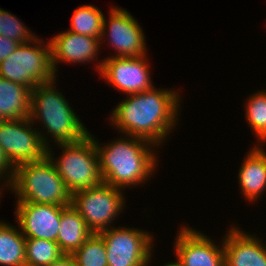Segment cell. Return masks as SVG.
I'll return each mask as SVG.
<instances>
[{"label":"cell","mask_w":266,"mask_h":266,"mask_svg":"<svg viewBox=\"0 0 266 266\" xmlns=\"http://www.w3.org/2000/svg\"><path fill=\"white\" fill-rule=\"evenodd\" d=\"M70 32L102 38L104 15L97 6L83 5L74 10Z\"/></svg>","instance_id":"obj_20"},{"label":"cell","mask_w":266,"mask_h":266,"mask_svg":"<svg viewBox=\"0 0 266 266\" xmlns=\"http://www.w3.org/2000/svg\"><path fill=\"white\" fill-rule=\"evenodd\" d=\"M164 266H183L182 263L177 259V262L167 263Z\"/></svg>","instance_id":"obj_28"},{"label":"cell","mask_w":266,"mask_h":266,"mask_svg":"<svg viewBox=\"0 0 266 266\" xmlns=\"http://www.w3.org/2000/svg\"><path fill=\"white\" fill-rule=\"evenodd\" d=\"M127 137L106 146L103 144V147L94 139L103 182L119 189L144 183L157 167L156 155L149 148L155 144L142 138Z\"/></svg>","instance_id":"obj_2"},{"label":"cell","mask_w":266,"mask_h":266,"mask_svg":"<svg viewBox=\"0 0 266 266\" xmlns=\"http://www.w3.org/2000/svg\"><path fill=\"white\" fill-rule=\"evenodd\" d=\"M184 227L179 230L174 249L183 266H225L224 245L213 243L203 233Z\"/></svg>","instance_id":"obj_13"},{"label":"cell","mask_w":266,"mask_h":266,"mask_svg":"<svg viewBox=\"0 0 266 266\" xmlns=\"http://www.w3.org/2000/svg\"><path fill=\"white\" fill-rule=\"evenodd\" d=\"M65 255L57 242L26 238V266H48Z\"/></svg>","instance_id":"obj_21"},{"label":"cell","mask_w":266,"mask_h":266,"mask_svg":"<svg viewBox=\"0 0 266 266\" xmlns=\"http://www.w3.org/2000/svg\"><path fill=\"white\" fill-rule=\"evenodd\" d=\"M103 38H93L73 32L58 33L50 40L52 68L56 74L58 62L84 63L94 60ZM85 61V62H84Z\"/></svg>","instance_id":"obj_14"},{"label":"cell","mask_w":266,"mask_h":266,"mask_svg":"<svg viewBox=\"0 0 266 266\" xmlns=\"http://www.w3.org/2000/svg\"><path fill=\"white\" fill-rule=\"evenodd\" d=\"M25 243L20 228L0 221V265L26 266Z\"/></svg>","instance_id":"obj_19"},{"label":"cell","mask_w":266,"mask_h":266,"mask_svg":"<svg viewBox=\"0 0 266 266\" xmlns=\"http://www.w3.org/2000/svg\"><path fill=\"white\" fill-rule=\"evenodd\" d=\"M18 18L0 8V35L16 42H32L36 37Z\"/></svg>","instance_id":"obj_24"},{"label":"cell","mask_w":266,"mask_h":266,"mask_svg":"<svg viewBox=\"0 0 266 266\" xmlns=\"http://www.w3.org/2000/svg\"><path fill=\"white\" fill-rule=\"evenodd\" d=\"M19 44V42L0 35V62L12 54Z\"/></svg>","instance_id":"obj_26"},{"label":"cell","mask_w":266,"mask_h":266,"mask_svg":"<svg viewBox=\"0 0 266 266\" xmlns=\"http://www.w3.org/2000/svg\"><path fill=\"white\" fill-rule=\"evenodd\" d=\"M31 90L0 77V113L4 120L30 118Z\"/></svg>","instance_id":"obj_17"},{"label":"cell","mask_w":266,"mask_h":266,"mask_svg":"<svg viewBox=\"0 0 266 266\" xmlns=\"http://www.w3.org/2000/svg\"><path fill=\"white\" fill-rule=\"evenodd\" d=\"M8 188L17 195V203L71 205L72 193L48 157L17 166Z\"/></svg>","instance_id":"obj_4"},{"label":"cell","mask_w":266,"mask_h":266,"mask_svg":"<svg viewBox=\"0 0 266 266\" xmlns=\"http://www.w3.org/2000/svg\"><path fill=\"white\" fill-rule=\"evenodd\" d=\"M108 20L106 21L104 17L102 37L108 35L111 46L118 52V55L113 57L130 58L146 55L143 30L127 10L116 8V6L112 7ZM106 33L109 34L106 35Z\"/></svg>","instance_id":"obj_11"},{"label":"cell","mask_w":266,"mask_h":266,"mask_svg":"<svg viewBox=\"0 0 266 266\" xmlns=\"http://www.w3.org/2000/svg\"><path fill=\"white\" fill-rule=\"evenodd\" d=\"M55 80L38 84L31 90L30 120L41 121L55 143H75L90 133L62 93L56 90Z\"/></svg>","instance_id":"obj_3"},{"label":"cell","mask_w":266,"mask_h":266,"mask_svg":"<svg viewBox=\"0 0 266 266\" xmlns=\"http://www.w3.org/2000/svg\"><path fill=\"white\" fill-rule=\"evenodd\" d=\"M104 240L108 266H147L151 259L152 237L135 228H115L98 233Z\"/></svg>","instance_id":"obj_9"},{"label":"cell","mask_w":266,"mask_h":266,"mask_svg":"<svg viewBox=\"0 0 266 266\" xmlns=\"http://www.w3.org/2000/svg\"><path fill=\"white\" fill-rule=\"evenodd\" d=\"M259 240L238 227L230 228L222 242L225 266H266V245Z\"/></svg>","instance_id":"obj_15"},{"label":"cell","mask_w":266,"mask_h":266,"mask_svg":"<svg viewBox=\"0 0 266 266\" xmlns=\"http://www.w3.org/2000/svg\"><path fill=\"white\" fill-rule=\"evenodd\" d=\"M92 234L72 205L63 209L57 243L64 254L72 255Z\"/></svg>","instance_id":"obj_18"},{"label":"cell","mask_w":266,"mask_h":266,"mask_svg":"<svg viewBox=\"0 0 266 266\" xmlns=\"http://www.w3.org/2000/svg\"><path fill=\"white\" fill-rule=\"evenodd\" d=\"M4 121V118L2 117L1 113H0V123H2Z\"/></svg>","instance_id":"obj_29"},{"label":"cell","mask_w":266,"mask_h":266,"mask_svg":"<svg viewBox=\"0 0 266 266\" xmlns=\"http://www.w3.org/2000/svg\"><path fill=\"white\" fill-rule=\"evenodd\" d=\"M239 184L243 196L249 201L259 198L266 190V152L260 146L253 147L239 169Z\"/></svg>","instance_id":"obj_16"},{"label":"cell","mask_w":266,"mask_h":266,"mask_svg":"<svg viewBox=\"0 0 266 266\" xmlns=\"http://www.w3.org/2000/svg\"><path fill=\"white\" fill-rule=\"evenodd\" d=\"M120 190L102 182L72 194V207L82 216L92 233L109 229L111 221L123 211L125 199Z\"/></svg>","instance_id":"obj_7"},{"label":"cell","mask_w":266,"mask_h":266,"mask_svg":"<svg viewBox=\"0 0 266 266\" xmlns=\"http://www.w3.org/2000/svg\"><path fill=\"white\" fill-rule=\"evenodd\" d=\"M41 42L43 43L36 36L32 42L19 44L12 54L0 62V77L22 84L30 90L38 84L56 79L52 68L50 43L42 45ZM30 43L36 44L30 46Z\"/></svg>","instance_id":"obj_6"},{"label":"cell","mask_w":266,"mask_h":266,"mask_svg":"<svg viewBox=\"0 0 266 266\" xmlns=\"http://www.w3.org/2000/svg\"><path fill=\"white\" fill-rule=\"evenodd\" d=\"M16 219L25 238L57 242L61 212L66 206L17 203Z\"/></svg>","instance_id":"obj_12"},{"label":"cell","mask_w":266,"mask_h":266,"mask_svg":"<svg viewBox=\"0 0 266 266\" xmlns=\"http://www.w3.org/2000/svg\"><path fill=\"white\" fill-rule=\"evenodd\" d=\"M261 91V92H260ZM253 94L246 105V119L256 138L266 141V92L260 90Z\"/></svg>","instance_id":"obj_23"},{"label":"cell","mask_w":266,"mask_h":266,"mask_svg":"<svg viewBox=\"0 0 266 266\" xmlns=\"http://www.w3.org/2000/svg\"><path fill=\"white\" fill-rule=\"evenodd\" d=\"M14 170H15V167L10 163L8 157L6 156V154L4 153L3 149L0 146V180L5 178V176H7L6 177L7 180L4 179L5 181L4 184L7 183V185L10 186L12 178H13Z\"/></svg>","instance_id":"obj_25"},{"label":"cell","mask_w":266,"mask_h":266,"mask_svg":"<svg viewBox=\"0 0 266 266\" xmlns=\"http://www.w3.org/2000/svg\"><path fill=\"white\" fill-rule=\"evenodd\" d=\"M179 92L155 87L129 94L113 110L110 120L125 136L160 145L174 128L180 109ZM180 97V98H179Z\"/></svg>","instance_id":"obj_1"},{"label":"cell","mask_w":266,"mask_h":266,"mask_svg":"<svg viewBox=\"0 0 266 266\" xmlns=\"http://www.w3.org/2000/svg\"><path fill=\"white\" fill-rule=\"evenodd\" d=\"M48 266H77V263L72 255H63L59 260L54 261Z\"/></svg>","instance_id":"obj_27"},{"label":"cell","mask_w":266,"mask_h":266,"mask_svg":"<svg viewBox=\"0 0 266 266\" xmlns=\"http://www.w3.org/2000/svg\"><path fill=\"white\" fill-rule=\"evenodd\" d=\"M33 124L30 118L0 123V146L15 168L47 157L48 138L33 129Z\"/></svg>","instance_id":"obj_8"},{"label":"cell","mask_w":266,"mask_h":266,"mask_svg":"<svg viewBox=\"0 0 266 266\" xmlns=\"http://www.w3.org/2000/svg\"><path fill=\"white\" fill-rule=\"evenodd\" d=\"M72 256L77 266H108L106 246L97 233H93Z\"/></svg>","instance_id":"obj_22"},{"label":"cell","mask_w":266,"mask_h":266,"mask_svg":"<svg viewBox=\"0 0 266 266\" xmlns=\"http://www.w3.org/2000/svg\"><path fill=\"white\" fill-rule=\"evenodd\" d=\"M58 146L63 151L62 156L54 160L48 147L47 157L72 194L103 182L94 136L89 134L75 143H60Z\"/></svg>","instance_id":"obj_5"},{"label":"cell","mask_w":266,"mask_h":266,"mask_svg":"<svg viewBox=\"0 0 266 266\" xmlns=\"http://www.w3.org/2000/svg\"><path fill=\"white\" fill-rule=\"evenodd\" d=\"M98 73L114 88L129 94L153 88L146 55L140 57H108L96 67Z\"/></svg>","instance_id":"obj_10"}]
</instances>
